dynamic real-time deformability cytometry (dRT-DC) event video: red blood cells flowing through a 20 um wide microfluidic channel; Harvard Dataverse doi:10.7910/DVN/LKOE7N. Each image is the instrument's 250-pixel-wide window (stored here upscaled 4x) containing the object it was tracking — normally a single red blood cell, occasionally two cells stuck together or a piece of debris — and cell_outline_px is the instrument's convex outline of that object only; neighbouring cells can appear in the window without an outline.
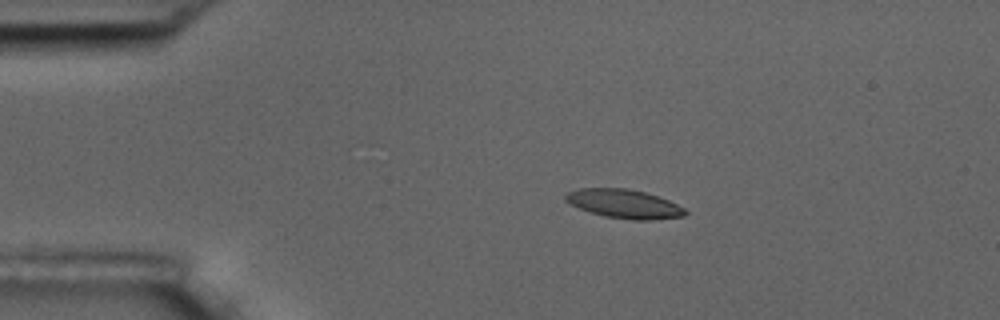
{"species": "common noctule bat (a hibernating species)", "species_latin": "Nyctalus noctula", "temperature_condition": "room temperature", "stored_images_in_passage": 8, "camera_frame_rate_fps": 3000, "um_per_image_px": 0.085, "animal": {"sex": "male", "body_mass_g": 17.5, "forearm_length_mm": 52.3}, "frame": {"image": 1, "passage_image": 2, "time_ms": 1.333, "image_size_px": [1000, 320], "cell_outline_px": [[688, 212], [684, 216], [648, 220], [632, 220], [604, 216], [568, 204], [564, 200], [564, 196], [568, 192], [580, 188], [628, 188], [644, 192], [668, 200], [684, 208]], "centroid_in_image_um": [53.02, 17.32], "position_along_channel_um": 32.0, "area_um2": 20.0}}
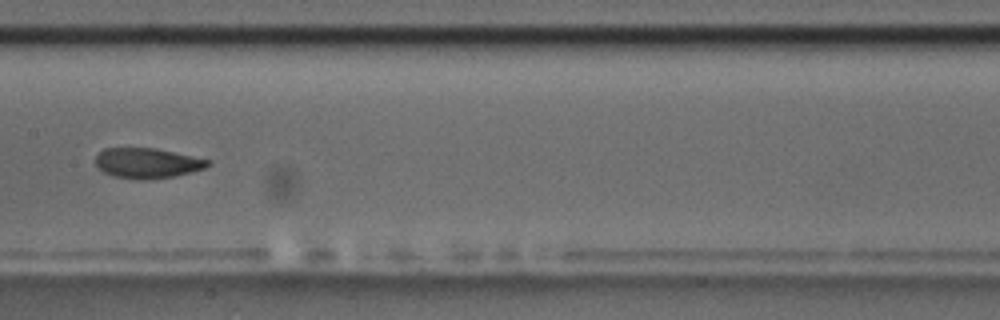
{"frame": {"image": 2, "passage_image": 7, "time_ms": 7.333, "image_size_px": [1000, 320], "cell_outline_px": [[212, 164], [204, 168], [192, 172], [176, 176], [144, 180], [140, 180], [112, 176], [104, 172], [96, 164], [96, 156], [104, 148], [156, 148], [212, 160]], "centroid_in_image_um": [12.56, 13.87], "position_along_channel_um": 194.8, "area_um2": 19.88}}
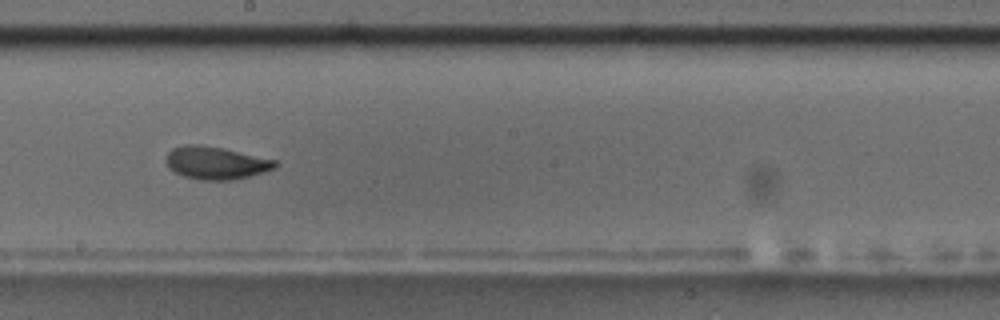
{"frame": {"image": 3, "passage_image": 8, "time_ms": 8.333, "image_size_px": [1000, 320], "cell_outline_px": [[276, 168], [264, 172], [232, 180], [200, 180], [184, 176], [168, 168], [164, 160], [164, 156], [172, 148], [188, 144], [200, 144], [220, 148], [276, 160]], "centroid_in_image_um": [18.29, 13.85], "position_along_channel_um": 229.9, "area_um2": 20.69}}